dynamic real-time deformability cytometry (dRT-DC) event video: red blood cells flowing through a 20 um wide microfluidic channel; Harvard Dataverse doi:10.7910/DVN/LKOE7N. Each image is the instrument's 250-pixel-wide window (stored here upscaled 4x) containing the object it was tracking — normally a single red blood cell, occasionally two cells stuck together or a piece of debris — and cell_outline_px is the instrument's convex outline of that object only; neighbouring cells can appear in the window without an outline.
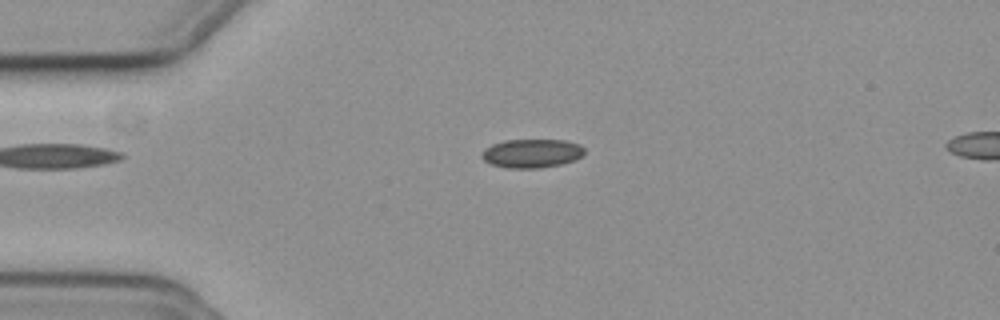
{"species": "common noctule bat (a hibernating species)", "species_latin": "Nyctalus noctula", "temperature_condition": "cold", "stored_images_in_passage": 43, "camera_frame_rate_fps": 3000, "um_per_image_px": 0.085, "animal": {"sex": "female", "body_mass_g": 19.3, "forearm_length_mm": 54.1}, "frame": {"image": 1, "passage_image": 1, "time_ms": 0.0, "image_size_px": [1000, 320], "cell_outline_px": [[584, 156], [576, 160], [560, 164], [540, 168], [508, 168], [492, 164], [484, 160], [480, 156], [484, 148], [492, 144], [504, 140], [564, 140], [580, 144], [584, 148]], "centroid_in_image_um": [45.21, 13.03], "position_along_channel_um": 39.8, "area_um2": 17.34}}
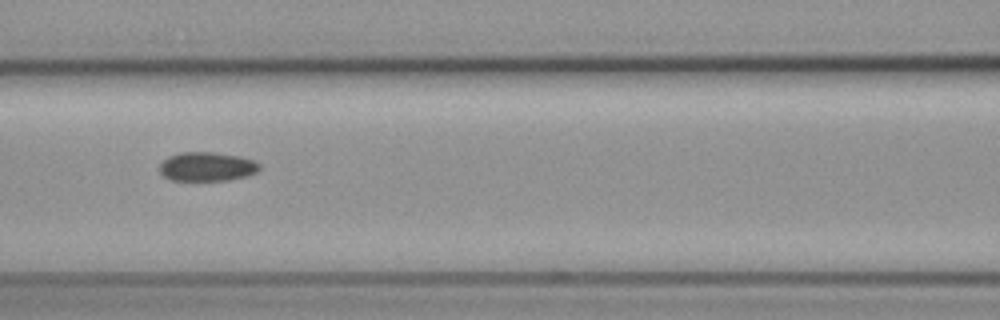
{"frame": {"image": 2, "passage_image": 12, "time_ms": 3.667, "image_size_px": [1000, 320], "cell_outline_px": [[260, 168], [256, 172], [244, 176], [228, 180], [172, 180], [164, 176], [160, 172], [160, 164], [168, 156], [180, 152], [212, 152], [236, 156], [252, 160], [260, 164]], "centroid_in_image_um": [17.56, 14.16], "position_along_channel_um": 149.0, "area_um2": 16.65}}
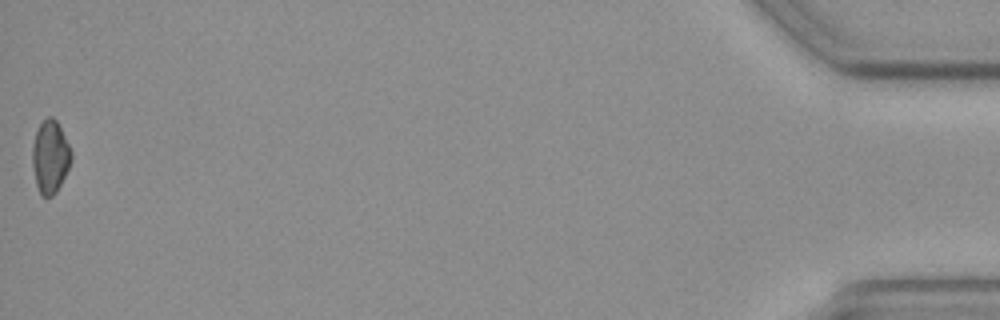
{"frame": {"image": 3, "passage_image": 43, "time_ms": 14.0, "image_size_px": [1000, 320], "cell_outline_px": [[72, 160], [56, 192], [52, 196], [40, 196], [36, 184], [32, 164], [32, 148], [36, 132], [40, 124], [48, 116], [52, 116], [56, 120], [72, 152]], "centroid_in_image_um": [4.25, 13.34], "position_along_channel_um": 430.9, "area_um2": 16.3}, "authors_computed_cell_mechanics": {"area_um2": 16.9354, "velocity_mm_per_s": 3.7581, "shape_relaxation_time_tau1_ms": 8.1454, "shape_relaxation_time_tau2_ms": null, "deformation_change_tau1": 0.0607, "deformation_change_tau2": null}}